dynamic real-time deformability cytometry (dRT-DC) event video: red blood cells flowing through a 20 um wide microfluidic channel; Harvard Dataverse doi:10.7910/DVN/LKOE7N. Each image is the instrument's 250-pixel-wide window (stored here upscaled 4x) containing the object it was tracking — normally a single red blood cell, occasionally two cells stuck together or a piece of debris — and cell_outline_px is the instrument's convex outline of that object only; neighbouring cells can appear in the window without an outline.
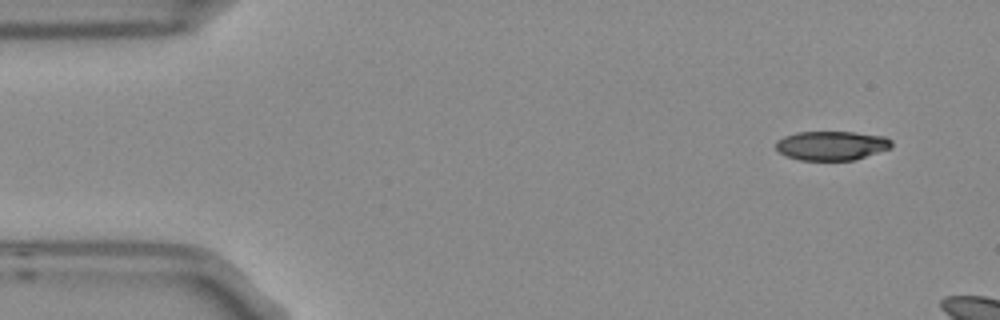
{"species": "Egyptian fruit bat (a non-hibernating species)", "species_latin": "Rousettus aegyptiacus", "temperature_condition": "room temperature", "stored_images_in_passage": 3, "camera_frame_rate_fps": 3000, "um_per_image_px": 0.085, "frame": {"image": 1, "passage_image": 1, "time_ms": 0.0, "image_size_px": [1000, 320], "cell_outline_px": [[892, 148], [856, 160], [800, 160], [784, 156], [776, 148], [776, 140], [784, 136], [796, 132], [852, 132], [884, 136], [892, 140]], "centroid_in_image_um": [70.69, 12.38], "position_along_channel_um": 14.3, "area_um2": 19.88}}